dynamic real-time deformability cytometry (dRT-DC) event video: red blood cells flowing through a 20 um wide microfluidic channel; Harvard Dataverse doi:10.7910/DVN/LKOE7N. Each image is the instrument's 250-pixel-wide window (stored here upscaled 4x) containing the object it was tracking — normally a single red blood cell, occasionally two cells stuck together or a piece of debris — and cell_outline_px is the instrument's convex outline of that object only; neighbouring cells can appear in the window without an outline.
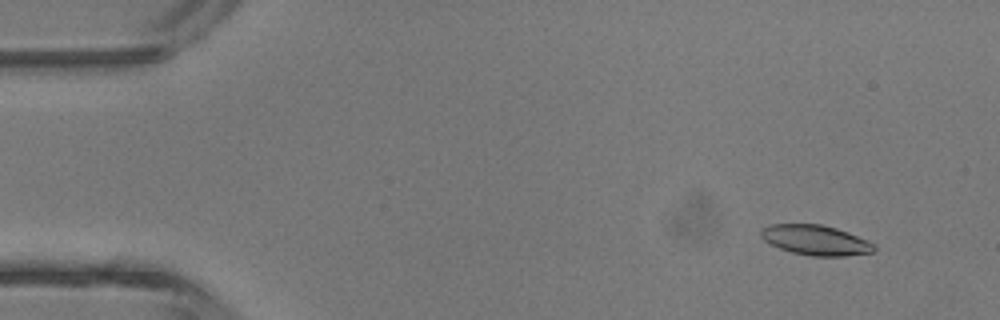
{"species": "common noctule bat (a hibernating species)", "species_latin": "Nyctalus noctula", "temperature_condition": "room temperature", "stored_images_in_passage": 4, "camera_frame_rate_fps": 3000, "um_per_image_px": 0.085, "animal": {"sex": "male", "body_mass_g": 13.3}, "frame": {"image": 1, "passage_image": 4, "time_ms": 3.667, "image_size_px": [1000, 320], "cell_outline_px": [[876, 248], [872, 252], [844, 256], [812, 256], [792, 252], [780, 248], [764, 240], [760, 236], [760, 228], [768, 224], [820, 224], [836, 228], [848, 232], [868, 240], [876, 244]], "centroid_in_image_um": [69.32, 20.4], "position_along_channel_um": 15.7, "area_um2": 19.88}}